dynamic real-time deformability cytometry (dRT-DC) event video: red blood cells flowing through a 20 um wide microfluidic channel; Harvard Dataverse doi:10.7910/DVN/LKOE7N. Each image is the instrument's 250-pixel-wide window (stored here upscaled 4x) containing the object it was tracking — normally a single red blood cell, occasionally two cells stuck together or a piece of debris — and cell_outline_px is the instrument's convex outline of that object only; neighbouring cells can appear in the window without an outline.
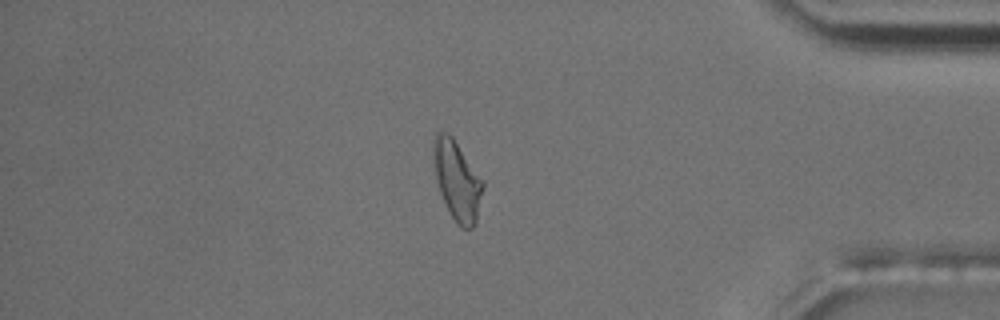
{"species": "common noctule bat (a hibernating species)", "species_latin": "Nyctalus noctula", "temperature_condition": "room temperature", "stored_images_in_passage": 55, "camera_frame_rate_fps": 3000, "um_per_image_px": 0.085, "animal": {"sex": "male", "body_mass_g": 17.5, "forearm_length_mm": 52.3}, "frame": {"image": 1, "passage_image": 47, "time_ms": 15.333, "image_size_px": [1000, 320], "cell_outline_px": [[484, 188], [476, 224], [468, 232], [460, 228], [456, 224], [440, 192], [436, 180], [432, 156], [432, 140], [436, 132], [440, 128], [448, 132], [452, 136], [484, 180]], "centroid_in_image_um": [38.85, 15.32], "position_along_channel_um": 396.3, "area_um2": 23.58}}
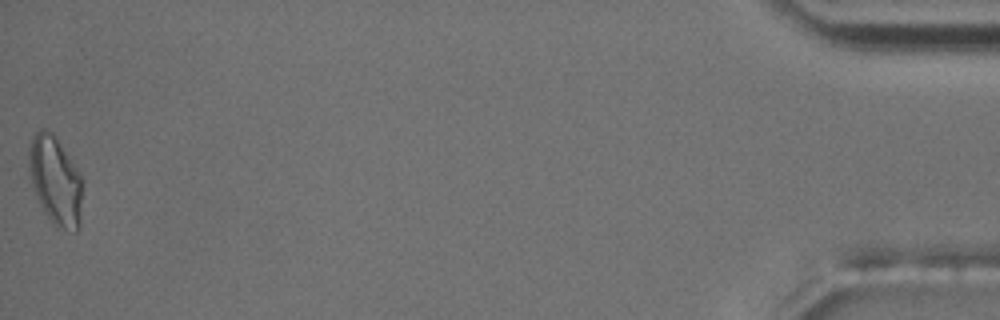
{"frame": {"image": 2, "passage_image": 55, "time_ms": 18.0, "image_size_px": [1000, 320], "cell_outline_px": [[84, 180], [80, 228], [76, 232], [72, 232], [56, 228], [44, 212], [36, 196], [28, 168], [28, 144], [32, 136], [40, 128], [48, 128], [56, 136]], "centroid_in_image_um": [4.73, 15.36], "position_along_channel_um": 430.5, "area_um2": 28.55}, "authors_computed_cell_mechanics": {"area_um2": 20.4612, "velocity_mm_per_s": 3.7224, "shape_relaxation_time_tau1_ms": 3.7125, "shape_relaxation_time_tau2_ms": 2.1263, "deformation_change_tau1": 0.1392, "deformation_change_tau2": 0.0981}}